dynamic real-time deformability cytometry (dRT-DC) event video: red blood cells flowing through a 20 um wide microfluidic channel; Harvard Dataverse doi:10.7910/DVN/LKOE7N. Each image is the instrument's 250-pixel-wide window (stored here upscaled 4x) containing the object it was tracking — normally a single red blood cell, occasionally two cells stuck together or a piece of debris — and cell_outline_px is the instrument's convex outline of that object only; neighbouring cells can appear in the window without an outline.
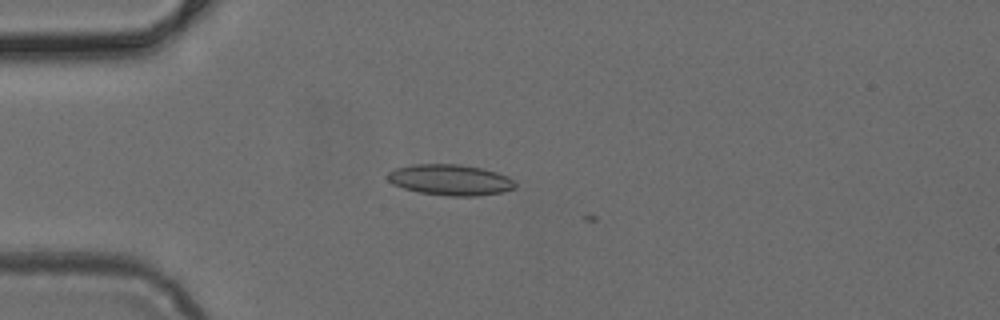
{"species": "common noctule bat (a hibernating species)", "species_latin": "Nyctalus noctula", "temperature_condition": "cold", "stored_images_in_passage": 4, "camera_frame_rate_fps": 3000, "um_per_image_px": 0.085, "animal": {"sex": "female", "body_mass_g": 24.6, "forearm_length_mm": 56.2}, "frame": {"image": 1, "passage_image": 3, "time_ms": 0.667, "image_size_px": [1000, 320], "cell_outline_px": [[516, 188], [504, 192], [476, 196], [448, 196], [420, 192], [404, 188], [392, 184], [388, 180], [388, 172], [396, 168], [412, 164], [460, 164], [480, 168], [496, 172], [508, 176], [516, 184]], "centroid_in_image_um": [38.28, 15.29], "position_along_channel_um": 46.7, "area_um2": 22.95}}